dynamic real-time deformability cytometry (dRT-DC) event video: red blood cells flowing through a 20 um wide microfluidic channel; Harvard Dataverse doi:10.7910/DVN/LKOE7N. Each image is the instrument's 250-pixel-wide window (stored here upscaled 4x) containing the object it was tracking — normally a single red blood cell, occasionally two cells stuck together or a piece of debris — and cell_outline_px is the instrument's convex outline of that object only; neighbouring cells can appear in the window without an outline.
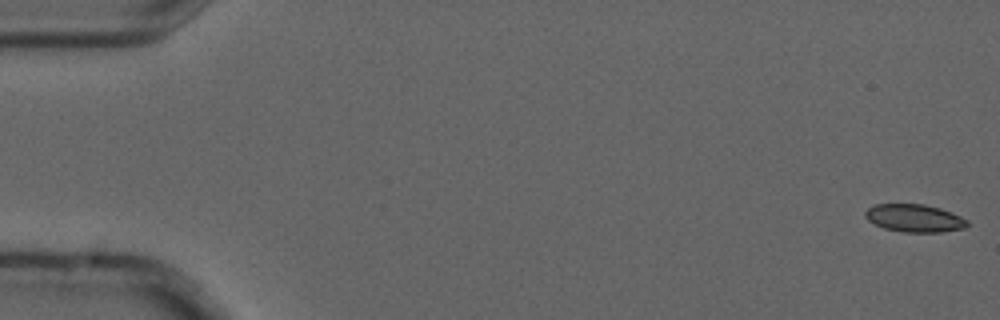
{"species": "common noctule bat (a hibernating species)", "species_latin": "Nyctalus noctula", "temperature_condition": "cold", "stored_images_in_passage": 4, "camera_frame_rate_fps": 3000, "um_per_image_px": 0.085, "animal": {"sex": "male", "forearm_length_mm": 52.5}, "frame": {"image": 1, "passage_image": 1, "time_ms": 0.0, "image_size_px": [1000, 320], "cell_outline_px": [[968, 224], [964, 228], [944, 232], [904, 232], [884, 228], [868, 220], [864, 216], [864, 212], [872, 204], [924, 204], [940, 208], [952, 212], [968, 220]], "centroid_in_image_um": [77.73, 18.54], "position_along_channel_um": 7.3, "area_um2": 16.59}}
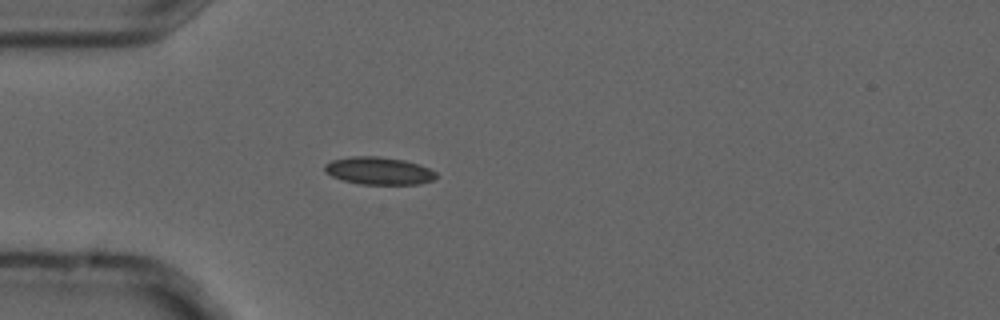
{"frame": {"image": 2, "passage_image": 4, "time_ms": 1.0, "image_size_px": [1000, 320], "cell_outline_px": [[436, 176], [432, 180], [420, 184], [360, 184], [344, 180], [332, 176], [324, 172], [324, 164], [332, 160], [352, 156], [376, 156], [404, 160], [420, 164], [436, 172]], "centroid_in_image_um": [32.18, 14.51], "position_along_channel_um": 52.8, "area_um2": 17.86}}